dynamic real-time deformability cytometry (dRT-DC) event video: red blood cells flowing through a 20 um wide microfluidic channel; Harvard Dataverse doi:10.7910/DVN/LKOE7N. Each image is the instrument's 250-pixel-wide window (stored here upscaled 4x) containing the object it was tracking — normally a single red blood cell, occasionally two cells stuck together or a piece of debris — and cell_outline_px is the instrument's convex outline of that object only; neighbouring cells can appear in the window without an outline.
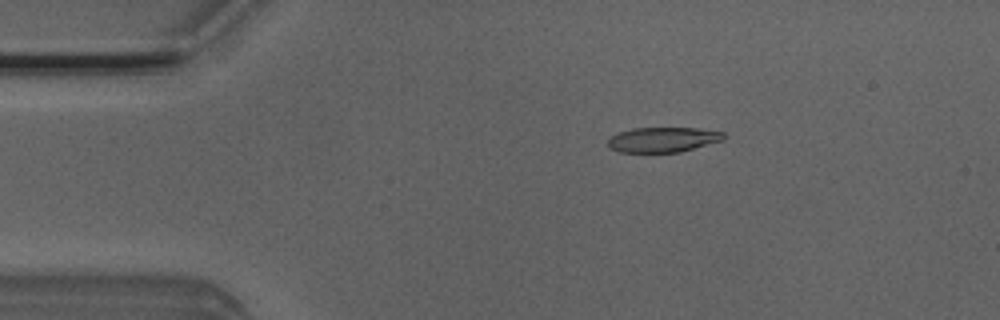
{"species": "Egyptian fruit bat (a non-hibernating species)", "species_latin": "Rousettus aegyptiacus", "temperature_condition": "room temperature", "stored_images_in_passage": 51, "camera_frame_rate_fps": 3000, "um_per_image_px": 0.085, "animal": {"sex": "male"}, "frame": {"image": 1, "passage_image": 9, "time_ms": 2.667, "image_size_px": [1000, 320], "cell_outline_px": [[724, 140], [680, 152], [620, 152], [612, 148], [608, 144], [608, 140], [612, 136], [620, 132], [632, 128], [696, 128], [724, 132]], "centroid_in_image_um": [56.38, 11.87], "position_along_channel_um": 28.6, "area_um2": 16.7}}
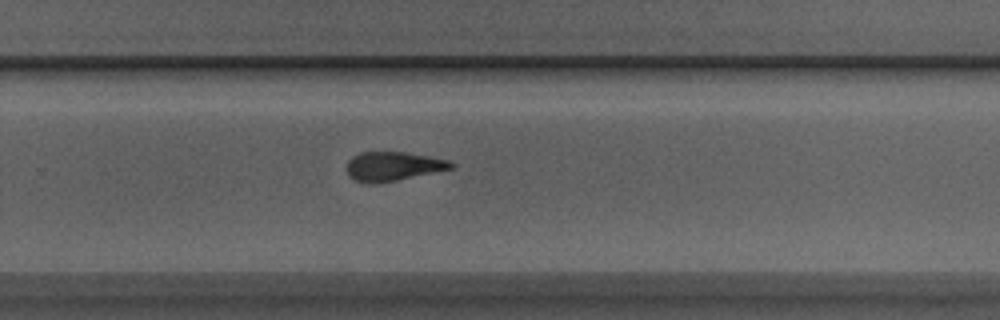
{"frame": {"image": 2, "passage_image": 33, "time_ms": 10.667, "image_size_px": [1000, 320], "cell_outline_px": [[456, 168], [396, 180], [372, 184], [368, 184], [356, 180], [348, 176], [348, 160], [352, 156], [360, 152], [404, 152], [448, 160], [456, 164]], "centroid_in_image_um": [33.42, 14.14], "position_along_channel_um": 296.4, "area_um2": 17.63}}
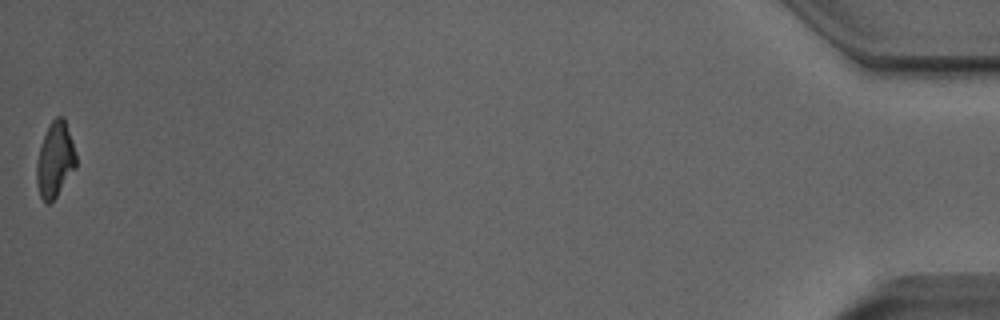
{"frame": {"image": 3, "passage_image": 51, "time_ms": 16.667, "image_size_px": [1000, 320], "cell_outline_px": [[76, 168], [56, 196], [48, 204], [44, 204], [40, 196], [36, 184], [36, 164], [40, 148], [48, 124], [56, 116], [64, 116], [72, 140], [76, 156]], "centroid_in_image_um": [4.67, 13.58], "position_along_channel_um": 430.5, "area_um2": 17.34}, "authors_computed_cell_mechanics": {"area_um2": 18.0914, "velocity_mm_per_s": 3.9866, "shape_relaxation_time_tau1_ms": 4.6494, "shape_relaxation_time_tau2_ms": 2.5937, "deformation_change_tau1": 0.1724, "deformation_change_tau2": 0.1252}}